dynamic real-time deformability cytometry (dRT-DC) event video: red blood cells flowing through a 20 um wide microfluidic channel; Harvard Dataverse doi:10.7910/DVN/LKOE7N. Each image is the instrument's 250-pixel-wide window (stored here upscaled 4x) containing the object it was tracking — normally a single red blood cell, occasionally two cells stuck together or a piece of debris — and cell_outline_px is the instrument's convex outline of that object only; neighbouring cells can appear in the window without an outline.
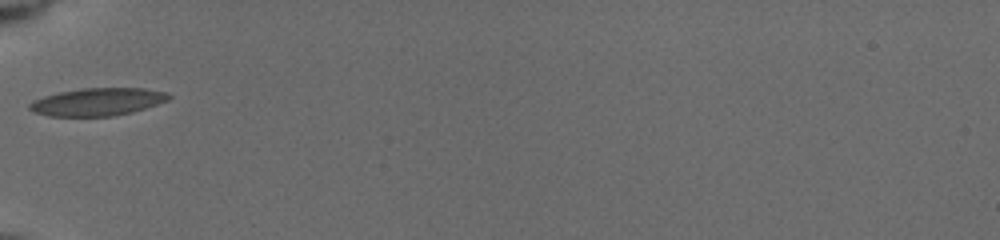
{"species": "common noctule bat (a hibernating species)", "species_latin": "Nyctalus noctula", "temperature_condition": "cold", "stored_images_in_passage": 5, "camera_frame_rate_fps": 3000, "um_per_image_px": 0.085, "animal": {"sex": "female", "body_mass_g": 19.5, "forearm_length_mm": 54.1}, "frame": {"image": 1, "passage_image": 1, "time_ms": 0.0, "image_size_px": [1000, 240], "cell_outline_px": [[172, 96], [168, 100], [132, 112], [112, 116], [48, 116], [36, 112], [28, 108], [28, 104], [32, 100], [44, 96], [60, 92], [80, 88], [144, 88], [168, 92]], "centroid_in_image_um": [8.29, 8.65], "position_along_channel_um": 76.7, "area_um2": 22.43}}
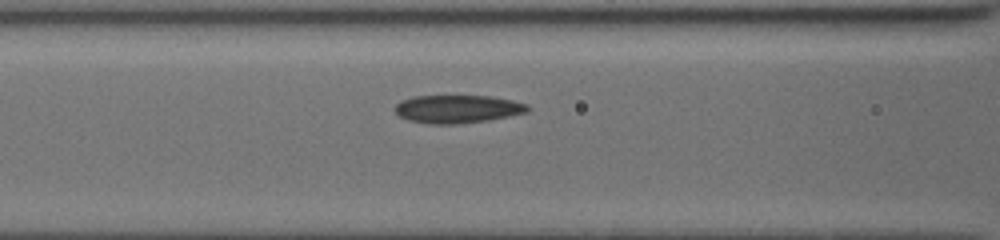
{"frame": {"image": 2, "passage_image": 3, "time_ms": 1.333, "image_size_px": [1000, 240], "cell_outline_px": [[532, 108], [528, 112], [488, 120], [456, 124], [428, 124], [408, 120], [400, 116], [396, 112], [396, 104], [400, 100], [412, 96], [492, 96], [512, 100], [528, 104]], "centroid_in_image_um": [38.91, 9.26], "position_along_channel_um": 127.7, "area_um2": 21.79}}
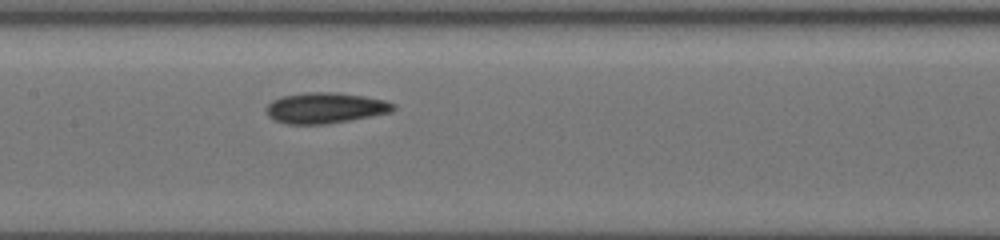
{"frame": {"image": 3, "passage_image": 5, "time_ms": 2.667, "image_size_px": [1000, 240], "cell_outline_px": [[396, 108], [392, 112], [328, 124], [288, 124], [276, 120], [268, 116], [264, 108], [272, 100], [284, 96], [304, 92], [336, 92], [364, 96], [384, 100], [396, 104]], "centroid_in_image_um": [27.65, 9.17], "position_along_channel_um": 179.7, "area_um2": 22.83}}